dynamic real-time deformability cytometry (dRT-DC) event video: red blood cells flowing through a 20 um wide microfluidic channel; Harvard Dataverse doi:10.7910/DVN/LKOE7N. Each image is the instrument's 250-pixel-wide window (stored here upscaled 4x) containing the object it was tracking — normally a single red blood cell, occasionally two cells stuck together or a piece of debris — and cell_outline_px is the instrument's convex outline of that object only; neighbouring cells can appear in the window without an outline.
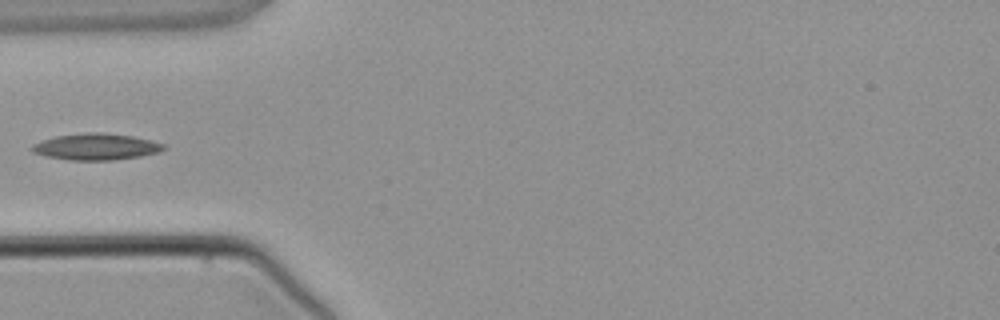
{"species": "common noctule bat (a hibernating species)", "species_latin": "Nyctalus noctula", "temperature_condition": "warm", "stored_images_in_passage": 2, "camera_frame_rate_fps": 3000, "um_per_image_px": 0.085, "animal": {"sex": "male", "body_mass_g": 21.5, "forearm_length_mm": 52.0}, "frame": {"image": 1, "passage_image": 2, "time_ms": 2.0, "image_size_px": [1000, 320], "cell_outline_px": [[164, 148], [160, 152], [140, 156], [112, 160], [68, 160], [44, 156], [32, 152], [28, 148], [32, 144], [56, 136], [84, 132], [104, 132], [132, 136], [164, 144]], "centroid_in_image_um": [8.1, 12.47], "position_along_channel_um": 76.9, "area_um2": 20.35}}